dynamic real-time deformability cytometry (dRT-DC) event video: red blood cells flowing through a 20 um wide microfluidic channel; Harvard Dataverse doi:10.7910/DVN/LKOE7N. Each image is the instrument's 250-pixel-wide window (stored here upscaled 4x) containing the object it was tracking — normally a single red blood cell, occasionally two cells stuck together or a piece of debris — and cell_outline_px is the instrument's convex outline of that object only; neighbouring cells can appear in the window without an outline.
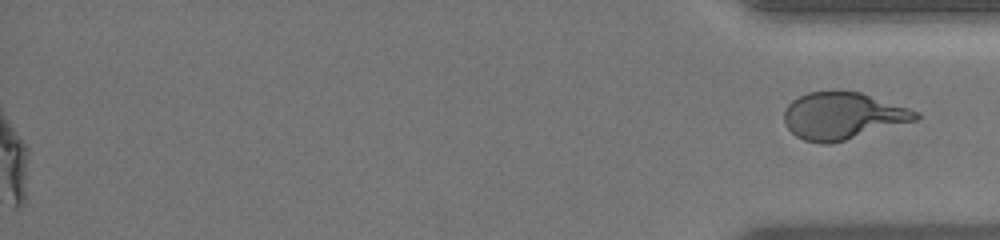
{"species": "human", "species_latin": "Homo sapiens", "temperature_condition": "warm", "stored_images_in_passage": 51, "segment_of_instrument_passage": [2, 2], "camera_frame_rate_fps": 3000, "um_per_image_px": 0.085, "donor": {"sex": "female"}, "frame": {"image": 1, "passage_image": 51, "time_ms": 16.667, "image_size_px": [1000, 240], "cell_outline_px": [[920, 120], [844, 140], [828, 144], [820, 144], [804, 140], [796, 136], [784, 124], [784, 112], [788, 104], [792, 100], [808, 92], [860, 92], [920, 112]], "centroid_in_image_um": [71.64, 9.86], "position_along_channel_um": 363.6, "area_um2": 35.84}}